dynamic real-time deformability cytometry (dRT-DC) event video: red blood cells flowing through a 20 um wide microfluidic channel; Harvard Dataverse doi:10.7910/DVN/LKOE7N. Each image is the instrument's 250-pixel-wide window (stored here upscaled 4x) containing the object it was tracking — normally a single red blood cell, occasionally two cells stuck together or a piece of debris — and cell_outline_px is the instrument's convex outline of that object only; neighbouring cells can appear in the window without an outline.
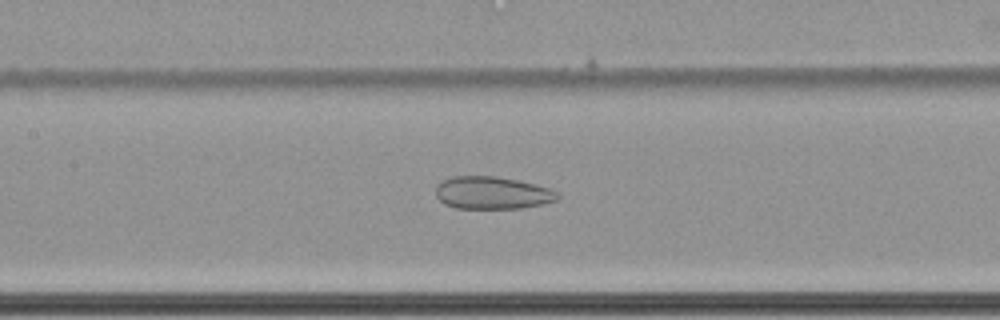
{"species": "common noctule bat (a hibernating species)", "species_latin": "Nyctalus noctula", "temperature_condition": "cold", "stored_images_in_passage": 46, "camera_frame_rate_fps": 3000, "um_per_image_px": 0.085, "animal": {"sex": "female", "body_mass_g": 22.7, "forearm_length_mm": 54.2}, "frame": {"image": 1, "passage_image": 15, "time_ms": 4.667, "image_size_px": [1000, 320], "cell_outline_px": [[560, 196], [556, 200], [540, 204], [520, 208], [456, 208], [444, 204], [436, 196], [436, 188], [440, 180], [452, 176], [496, 176], [536, 184], [548, 188], [556, 192]], "centroid_in_image_um": [41.79, 16.38], "position_along_channel_um": 165.6, "area_um2": 23.0}}
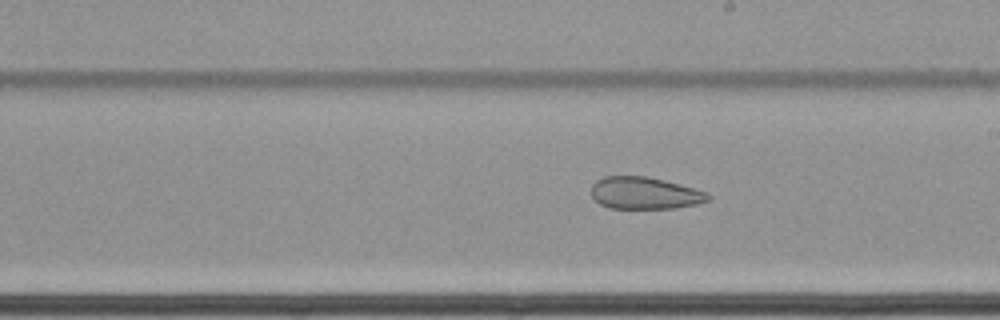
{"frame": {"image": 2, "passage_image": 21, "time_ms": 6.667, "image_size_px": [1000, 320], "cell_outline_px": [[712, 200], [696, 204], [676, 208], [608, 208], [600, 204], [592, 196], [592, 184], [596, 180], [604, 176], [648, 176], [680, 184], [708, 192], [712, 196]], "centroid_in_image_um": [54.84, 16.41], "position_along_channel_um": 234.2, "area_um2": 22.02}}
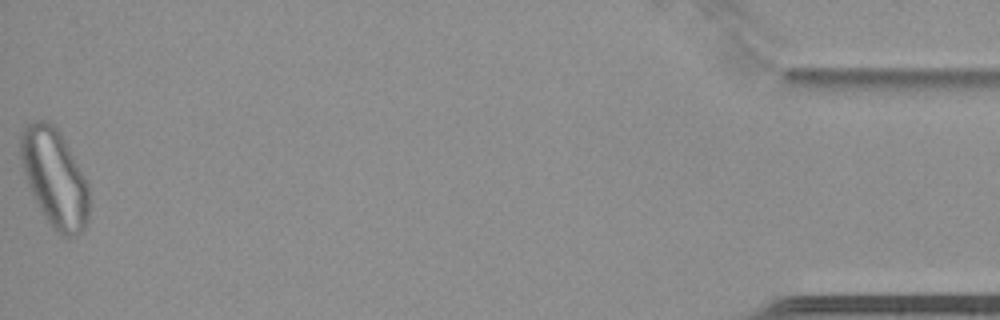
{"frame": {"image": 3, "passage_image": 46, "time_ms": 15.0, "image_size_px": [1000, 320], "cell_outline_px": [[88, 220], [84, 228], [76, 236], [68, 240], [56, 232], [52, 228], [40, 208], [28, 184], [24, 172], [20, 156], [20, 132], [24, 124], [36, 120], [44, 120], [52, 124], [60, 132], [88, 184]], "centroid_in_image_um": [4.63, 15.13], "position_along_channel_um": 430.6, "area_um2": 38.9}, "authors_computed_cell_mechanics": {"area_um2": 27.8307, "velocity_mm_per_s": 3.4484, "shape_relaxation_time_tau1_ms": null, "shape_relaxation_time_tau2_ms": 3.3986, "deformation_change_tau1": null, "deformation_change_tau2": 0.0932}}